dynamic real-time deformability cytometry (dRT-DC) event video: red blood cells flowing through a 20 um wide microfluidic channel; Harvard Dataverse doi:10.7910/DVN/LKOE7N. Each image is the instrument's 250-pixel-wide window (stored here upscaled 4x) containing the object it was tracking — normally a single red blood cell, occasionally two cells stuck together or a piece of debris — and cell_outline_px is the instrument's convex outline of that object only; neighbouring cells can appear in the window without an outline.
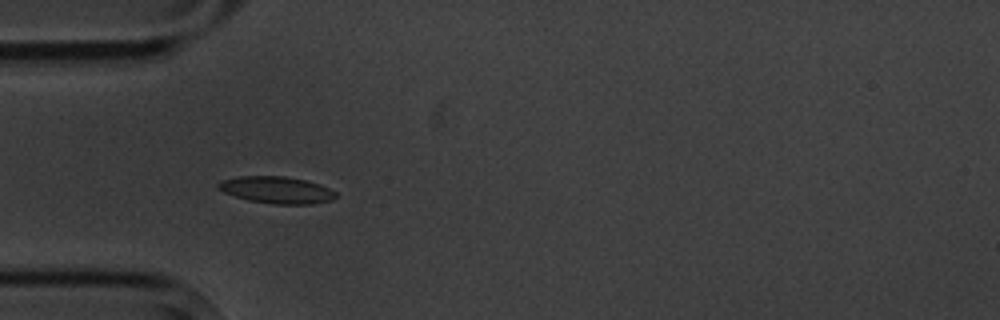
{"species": "common noctule bat (a hibernating species)", "species_latin": "Nyctalus noctula", "temperature_condition": "cold", "stored_images_in_passage": 14, "camera_frame_rate_fps": 3000, "um_per_image_px": 0.085, "animal": {"sex": "male", "body_mass_g": 20.1, "forearm_length_mm": 53.5}, "frame": {"image": 1, "passage_image": 4, "time_ms": 4.333, "image_size_px": [1000, 320], "cell_outline_px": [[336, 196], [332, 200], [312, 204], [272, 204], [248, 200], [224, 192], [216, 188], [216, 184], [220, 180], [240, 176], [284, 176], [304, 180], [320, 184], [336, 192]], "centroid_in_image_um": [23.49, 16.14], "position_along_channel_um": 61.5, "area_um2": 18.44}}
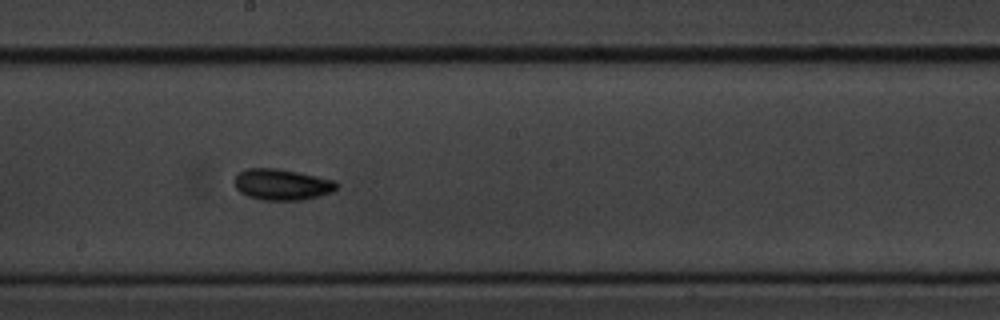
{"frame": {"image": 2, "passage_image": 8, "time_ms": 9.0, "image_size_px": [1000, 320], "cell_outline_px": [[340, 184], [332, 192], [320, 196], [304, 200], [260, 200], [248, 196], [240, 192], [236, 188], [232, 180], [240, 172], [248, 168], [276, 168], [336, 180]], "centroid_in_image_um": [23.97, 15.69], "position_along_channel_um": 224.2, "area_um2": 18.67}}
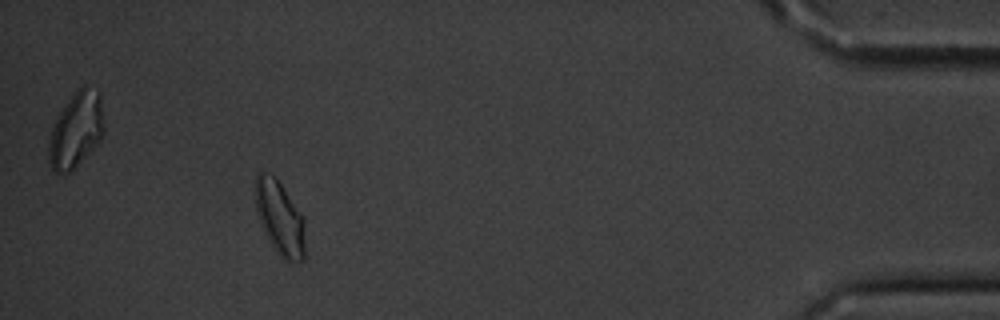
{"frame": {"image": 3, "passage_image": 13, "time_ms": 16.0, "image_size_px": [1000, 320], "cell_outline_px": [[304, 260], [288, 264], [280, 256], [268, 240], [260, 224], [256, 212], [256, 176], [260, 172], [264, 172], [276, 176], [304, 220]], "centroid_in_image_um": [23.77, 18.57], "position_along_channel_um": 411.4, "area_um2": 21.39}, "authors_computed_cell_mechanics": {"area_um2": 17.6868, "velocity_mm_per_s": 3.5154, "shape_relaxation_time_tau1_ms": 2.067, "shape_relaxation_time_tau2_ms": null, "deformation_change_tau1": 0.0549, "deformation_change_tau2": null}}